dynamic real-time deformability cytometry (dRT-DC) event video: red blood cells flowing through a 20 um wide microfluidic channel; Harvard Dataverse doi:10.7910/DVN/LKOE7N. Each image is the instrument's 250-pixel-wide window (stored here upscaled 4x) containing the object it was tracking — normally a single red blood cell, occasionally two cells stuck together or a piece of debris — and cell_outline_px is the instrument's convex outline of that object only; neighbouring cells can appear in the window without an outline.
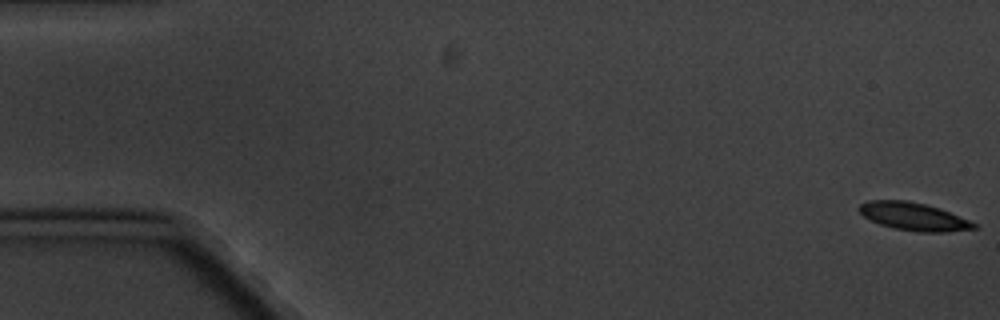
{"species": "common noctule bat (a hibernating species)", "species_latin": "Nyctalus noctula", "temperature_condition": "cold", "stored_images_in_passage": 6, "camera_frame_rate_fps": 3000, "um_per_image_px": 0.085, "animal": {"sex": "male", "body_mass_g": 20.1, "forearm_length_mm": 53.5}, "frame": {"image": 1, "passage_image": 1, "time_ms": 0.0, "image_size_px": [1000, 320], "cell_outline_px": [[976, 228], [944, 232], [920, 232], [896, 228], [880, 224], [864, 216], [860, 212], [860, 204], [868, 200], [908, 200], [940, 208], [968, 220], [976, 224]], "centroid_in_image_um": [77.65, 18.39], "position_along_channel_um": 7.4, "area_um2": 18.26}}
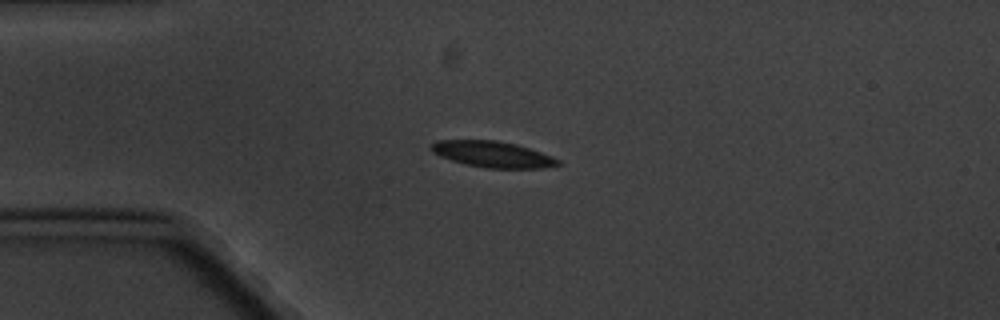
{"frame": {"image": 2, "passage_image": 5, "time_ms": 4.667, "image_size_px": [1000, 320], "cell_outline_px": [[560, 164], [540, 168], [488, 168], [468, 164], [452, 160], [440, 156], [432, 152], [428, 148], [436, 140], [496, 140], [516, 144], [552, 156], [560, 160]], "centroid_in_image_um": [41.84, 13.1], "position_along_channel_um": 43.2, "area_um2": 19.07}}